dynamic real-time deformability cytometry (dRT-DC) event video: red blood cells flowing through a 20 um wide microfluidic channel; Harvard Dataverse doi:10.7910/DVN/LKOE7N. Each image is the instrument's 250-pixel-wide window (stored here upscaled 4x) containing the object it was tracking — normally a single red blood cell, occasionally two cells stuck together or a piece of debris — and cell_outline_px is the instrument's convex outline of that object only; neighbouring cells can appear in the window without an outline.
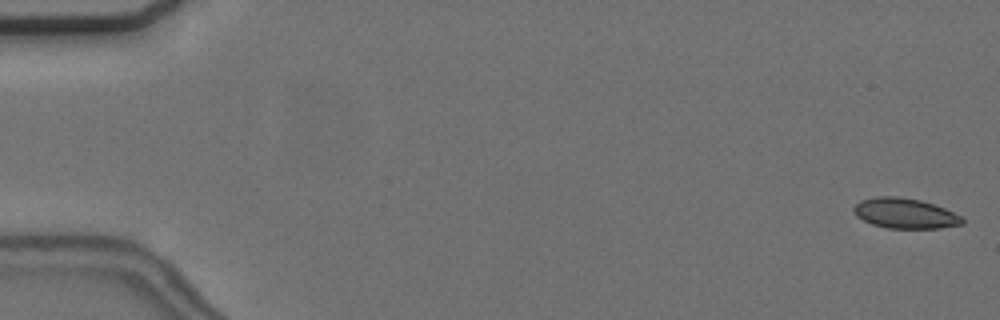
{"species": "common noctule bat (a hibernating species)", "species_latin": "Nyctalus noctula", "temperature_condition": "cold", "stored_images_in_passage": 56, "camera_frame_rate_fps": 3000, "um_per_image_px": 0.085, "animal": {"sex": "female", "body_mass_g": 24.6, "forearm_length_mm": 56.2}, "frame": {"image": 1, "passage_image": 1, "time_ms": 0.0, "image_size_px": [1000, 320], "cell_outline_px": [[964, 224], [940, 228], [888, 228], [872, 224], [856, 216], [852, 208], [860, 200], [876, 196], [896, 196], [920, 200], [944, 208], [960, 216], [964, 220]], "centroid_in_image_um": [76.9, 18.13], "position_along_channel_um": 8.1, "area_um2": 19.02}}
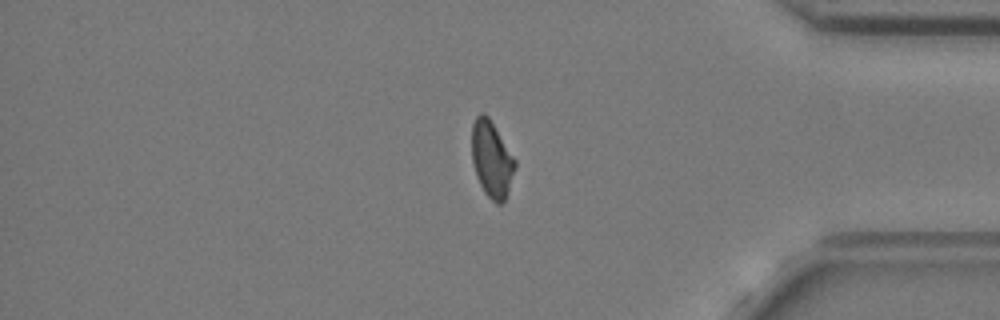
{"frame": {"image": 2, "passage_image": 47, "time_ms": 15.333, "image_size_px": [1000, 320], "cell_outline_px": [[516, 168], [504, 204], [496, 204], [484, 192], [476, 176], [472, 160], [472, 124], [476, 116], [480, 112], [484, 112], [488, 116], [516, 160]], "centroid_in_image_um": [41.8, 13.55], "position_along_channel_um": 393.4, "area_um2": 19.36}}
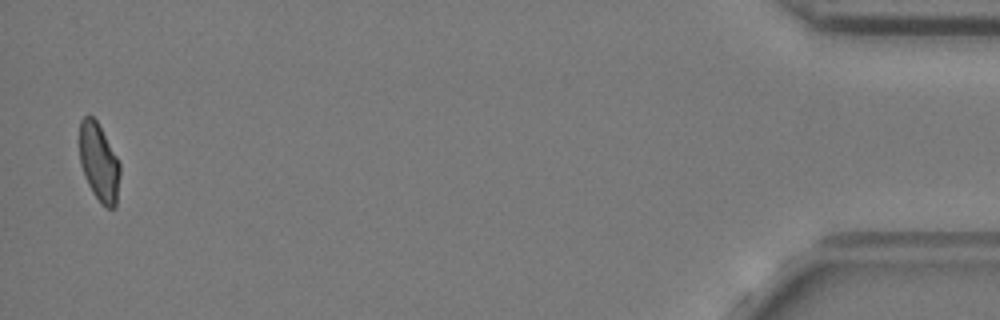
{"frame": {"image": 3, "passage_image": 55, "time_ms": 18.0, "image_size_px": [1000, 320], "cell_outline_px": [[120, 172], [116, 208], [108, 208], [100, 204], [92, 192], [84, 176], [80, 164], [80, 120], [84, 116], [92, 116], [96, 120], [116, 156], [120, 164]], "centroid_in_image_um": [8.41, 13.85], "position_along_channel_um": 426.8, "area_um2": 18.32}, "authors_computed_cell_mechanics": {"area_um2": 19.4497, "velocity_mm_per_s": 3.6722, "shape_relaxation_time_tau1_ms": null, "shape_relaxation_time_tau2_ms": 3.0299, "deformation_change_tau1": null, "deformation_change_tau2": 0.0627}}